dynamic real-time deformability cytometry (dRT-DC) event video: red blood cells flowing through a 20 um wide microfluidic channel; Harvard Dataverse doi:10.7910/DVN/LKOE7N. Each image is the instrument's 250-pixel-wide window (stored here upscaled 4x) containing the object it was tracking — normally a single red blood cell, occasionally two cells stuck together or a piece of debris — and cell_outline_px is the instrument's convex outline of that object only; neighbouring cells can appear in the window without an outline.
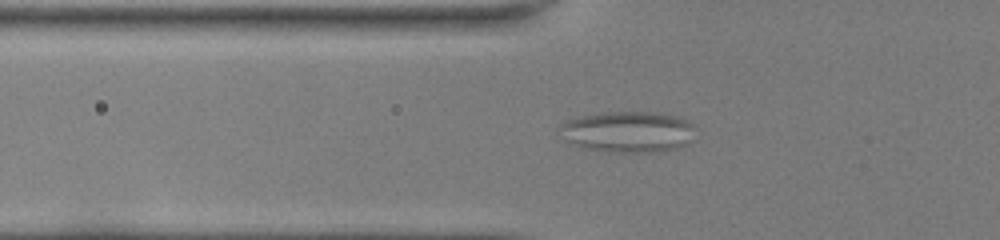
{"species": "common noctule bat (a hibernating species)", "species_latin": "Nyctalus noctula", "temperature_condition": "room temperature", "stored_images_in_passage": 33, "camera_frame_rate_fps": 3000, "um_per_image_px": 0.085, "animal": {"sex": "female", "body_mass_g": 22.0, "forearm_length_mm": 56.7}, "frame": {"image": 1, "passage_image": 22, "time_ms": 7.0, "image_size_px": [1000, 240], "cell_outline_px": [[692, 140], [684, 144], [672, 148], [656, 152], [616, 152], [584, 148], [572, 144], [564, 140], [560, 124], [568, 120], [584, 116], [608, 112], [656, 112], [676, 116], [692, 124]], "centroid_in_image_um": [53.35, 11.2], "position_along_channel_um": 72.4, "area_um2": 31.85}}
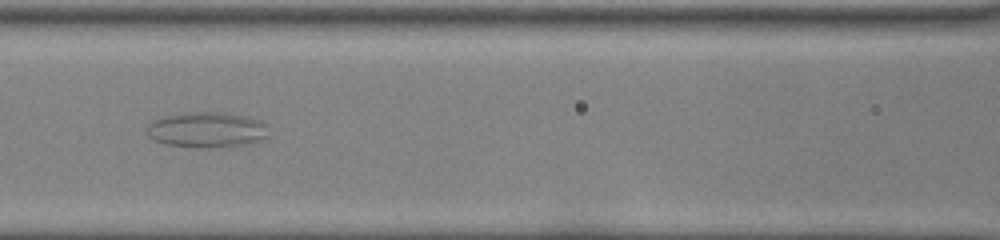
{"frame": {"image": 2, "passage_image": 28, "time_ms": 9.0, "image_size_px": [1000, 240], "cell_outline_px": [[268, 124], [264, 136], [256, 140], [244, 144], [212, 148], [196, 148], [164, 144], [148, 136], [144, 132], [148, 124], [152, 120], [168, 116], [196, 112], [224, 112], [248, 116], [260, 120]], "centroid_in_image_um": [17.53, 11.03], "position_along_channel_um": 149.1, "area_um2": 25.09}}
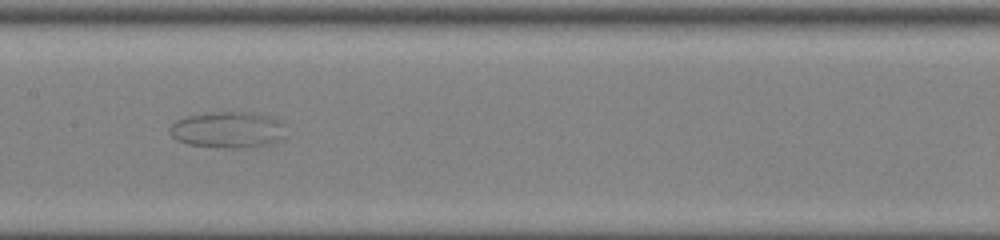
{"frame": {"image": 3, "passage_image": 31, "time_ms": 10.0, "image_size_px": [1000, 240], "cell_outline_px": [[284, 136], [268, 144], [236, 148], [224, 148], [188, 144], [176, 140], [168, 132], [168, 128], [176, 120], [188, 116], [216, 112], [252, 112], [268, 116], [280, 120]], "centroid_in_image_um": [19.3, 11.03], "position_along_channel_um": 188.1, "area_um2": 24.22}}